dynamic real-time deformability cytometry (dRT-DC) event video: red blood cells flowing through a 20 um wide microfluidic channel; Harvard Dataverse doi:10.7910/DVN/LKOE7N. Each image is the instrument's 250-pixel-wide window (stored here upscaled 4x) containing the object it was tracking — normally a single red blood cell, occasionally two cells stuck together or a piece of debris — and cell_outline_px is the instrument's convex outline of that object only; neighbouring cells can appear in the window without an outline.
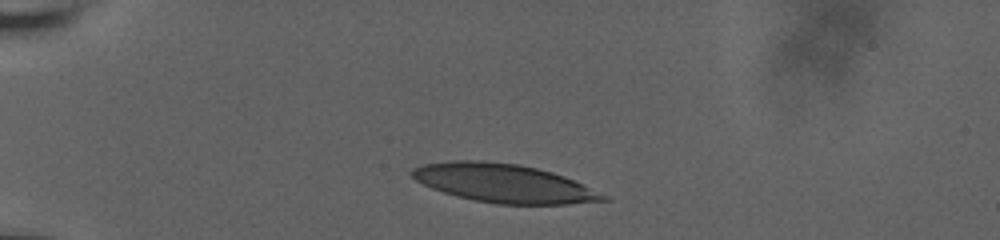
{"species": "human", "species_latin": "Homo sapiens", "temperature_condition": "room temperature", "stored_images_in_passage": 7, "camera_frame_rate_fps": 3000, "um_per_image_px": 0.085, "donor": {"sex": "male"}, "frame": {"image": 1, "passage_image": 1, "time_ms": 0.0, "image_size_px": [1000, 240], "cell_outline_px": [[612, 200], [568, 204], [496, 204], [456, 196], [432, 188], [416, 180], [408, 172], [412, 168], [420, 164], [452, 160], [480, 160], [520, 164], [552, 172], [564, 176], [608, 196]], "centroid_in_image_um": [42.79, 15.56], "position_along_channel_um": 42.2, "area_um2": 42.95}}
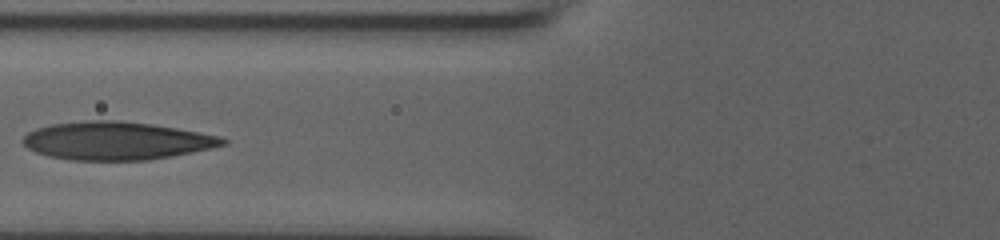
{"frame": {"image": 2, "passage_image": 5, "time_ms": 1.333, "image_size_px": [1000, 240], "cell_outline_px": [[228, 144], [212, 148], [172, 156], [148, 160], [72, 160], [48, 156], [36, 152], [28, 148], [20, 140], [28, 132], [36, 128], [52, 124], [88, 120], [120, 120], [152, 124], [176, 128], [220, 136], [228, 140]], "centroid_in_image_um": [9.9, 11.96], "position_along_channel_um": 115.9, "area_um2": 44.39}}
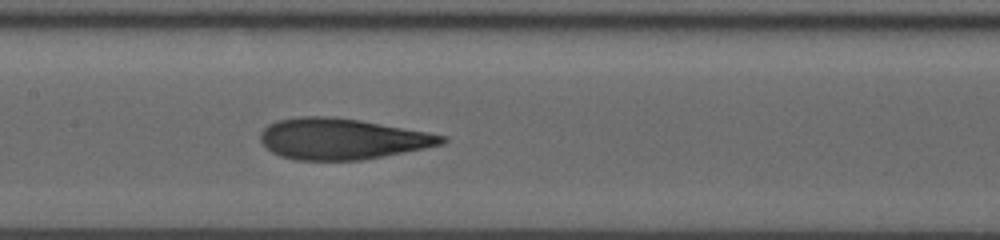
{"frame": {"image": 3, "passage_image": 7, "time_ms": 2.0, "image_size_px": [1000, 240], "cell_outline_px": [[448, 140], [444, 144], [424, 148], [360, 160], [292, 160], [280, 156], [272, 152], [260, 140], [260, 132], [268, 124], [280, 120], [300, 116], [324, 116], [360, 120], [428, 132], [448, 136]], "centroid_in_image_um": [29.07, 11.8], "position_along_channel_um": 178.3, "area_um2": 43.18}}